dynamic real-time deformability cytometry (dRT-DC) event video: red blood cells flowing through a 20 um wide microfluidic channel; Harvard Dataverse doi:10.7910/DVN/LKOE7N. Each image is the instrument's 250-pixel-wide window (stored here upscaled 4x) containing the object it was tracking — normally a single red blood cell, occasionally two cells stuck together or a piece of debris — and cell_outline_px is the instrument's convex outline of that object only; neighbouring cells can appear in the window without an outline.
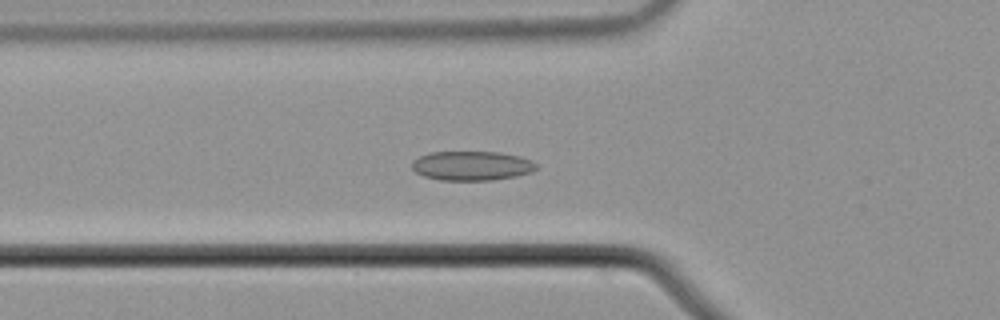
{"species": "common noctule bat (a hibernating species)", "species_latin": "Nyctalus noctula", "temperature_condition": "cold", "stored_images_in_passage": 47, "camera_frame_rate_fps": 3000, "um_per_image_px": 0.085, "animal": {"sex": "male", "body_mass_g": 21.5, "forearm_length_mm": 52.0}, "frame": {"image": 1, "passage_image": 11, "time_ms": 3.333, "image_size_px": [1000, 320], "cell_outline_px": [[540, 168], [532, 172], [516, 176], [492, 180], [440, 180], [424, 176], [416, 172], [412, 168], [412, 160], [428, 152], [496, 152], [520, 156], [532, 160]], "centroid_in_image_um": [40.12, 14.09], "position_along_channel_um": 85.7, "area_um2": 21.39}}
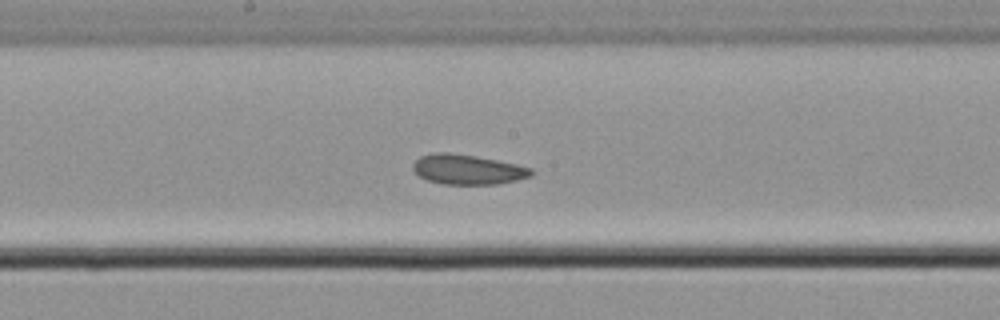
{"frame": {"image": 2, "passage_image": 21, "time_ms": 6.667, "image_size_px": [1000, 320], "cell_outline_px": [[536, 172], [532, 176], [516, 180], [496, 184], [444, 184], [428, 180], [420, 176], [412, 168], [412, 164], [420, 156], [436, 152], [448, 152], [476, 156], [516, 164], [532, 168]], "centroid_in_image_um": [39.77, 14.4], "position_along_channel_um": 208.4, "area_um2": 20.58}}
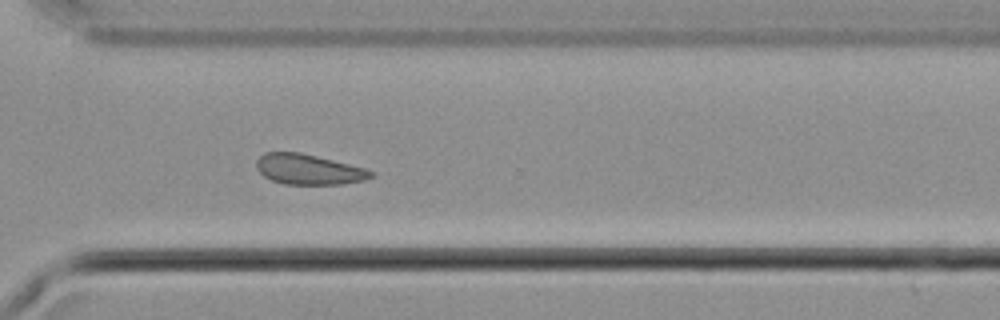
{"frame": {"image": 3, "passage_image": 32, "time_ms": 10.333, "image_size_px": [1000, 320], "cell_outline_px": [[376, 172], [372, 176], [364, 180], [344, 184], [284, 184], [272, 180], [264, 176], [256, 168], [256, 160], [264, 152], [300, 152], [364, 168]], "centroid_in_image_um": [26.21, 14.4], "position_along_channel_um": 344.4, "area_um2": 20.11}, "authors_computed_cell_mechanics": {"area_um2": 21.2126, "velocity_mm_per_s": 3.6924, "shape_relaxation_time_tau1_ms": 2.2458, "shape_relaxation_time_tau2_ms": 2.2689, "deformation_change_tau1": 0.0297, "deformation_change_tau2": 0.0837}}